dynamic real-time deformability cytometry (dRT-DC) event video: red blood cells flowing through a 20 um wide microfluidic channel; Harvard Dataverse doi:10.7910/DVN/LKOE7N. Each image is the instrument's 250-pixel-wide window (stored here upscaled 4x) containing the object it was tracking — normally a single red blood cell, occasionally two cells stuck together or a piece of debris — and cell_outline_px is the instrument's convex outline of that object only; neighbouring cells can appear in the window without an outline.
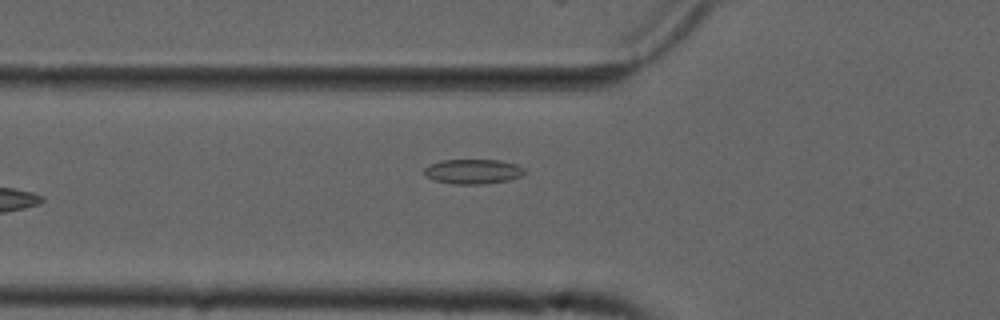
{"species": "common noctule bat (a hibernating species)", "species_latin": "Nyctalus noctula", "temperature_condition": "cold", "stored_images_in_passage": 37, "camera_frame_rate_fps": 3000, "um_per_image_px": 0.085, "animal": {"sex": "male", "forearm_length_mm": 52.5}, "frame": {"image": 1, "passage_image": 2, "time_ms": 0.333, "image_size_px": [1000, 320], "cell_outline_px": [[524, 172], [520, 176], [508, 180], [484, 184], [452, 184], [436, 180], [424, 176], [424, 168], [428, 164], [440, 160], [500, 160], [516, 164], [524, 168]], "centroid_in_image_um": [40.16, 14.57], "position_along_channel_um": 85.6, "area_um2": 14.51}}
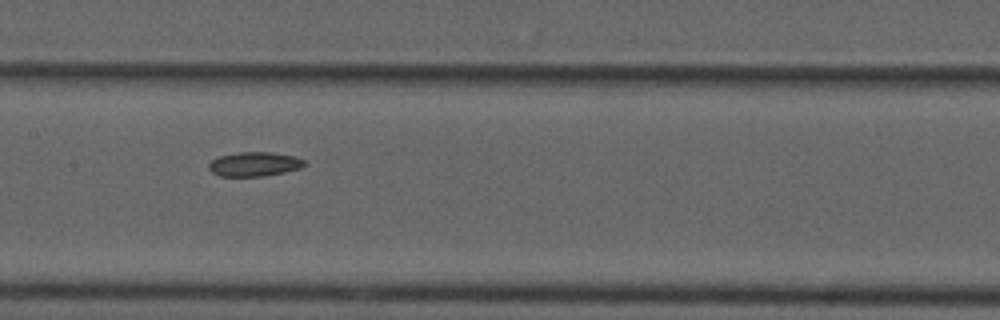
{"frame": {"image": 2, "passage_image": 10, "time_ms": 3.0, "image_size_px": [1000, 320], "cell_outline_px": [[308, 164], [300, 168], [284, 172], [264, 176], [220, 176], [212, 172], [208, 168], [208, 164], [212, 160], [220, 156], [236, 152], [268, 152], [296, 156], [304, 160]], "centroid_in_image_um": [21.63, 13.95], "position_along_channel_um": 185.8, "area_um2": 13.58}}
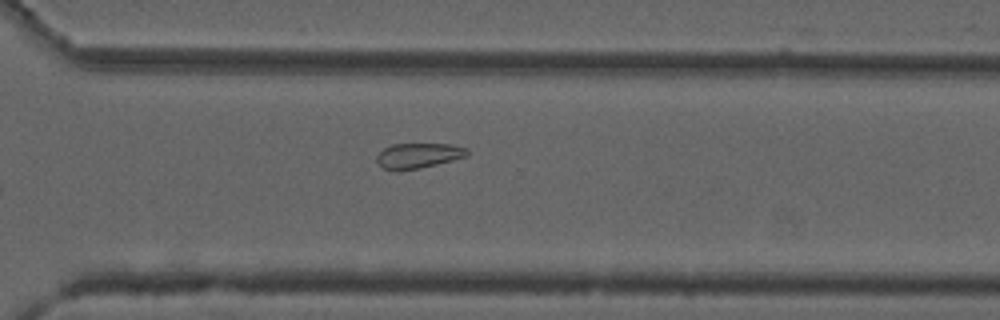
{"frame": {"image": 3, "passage_image": 22, "time_ms": 7.0, "image_size_px": [1000, 320], "cell_outline_px": [[468, 156], [420, 168], [400, 172], [392, 172], [384, 168], [376, 160], [376, 156], [384, 148], [392, 144], [448, 144], [468, 148]], "centroid_in_image_um": [35.53, 13.25], "position_along_channel_um": 335.1, "area_um2": 13.41}}